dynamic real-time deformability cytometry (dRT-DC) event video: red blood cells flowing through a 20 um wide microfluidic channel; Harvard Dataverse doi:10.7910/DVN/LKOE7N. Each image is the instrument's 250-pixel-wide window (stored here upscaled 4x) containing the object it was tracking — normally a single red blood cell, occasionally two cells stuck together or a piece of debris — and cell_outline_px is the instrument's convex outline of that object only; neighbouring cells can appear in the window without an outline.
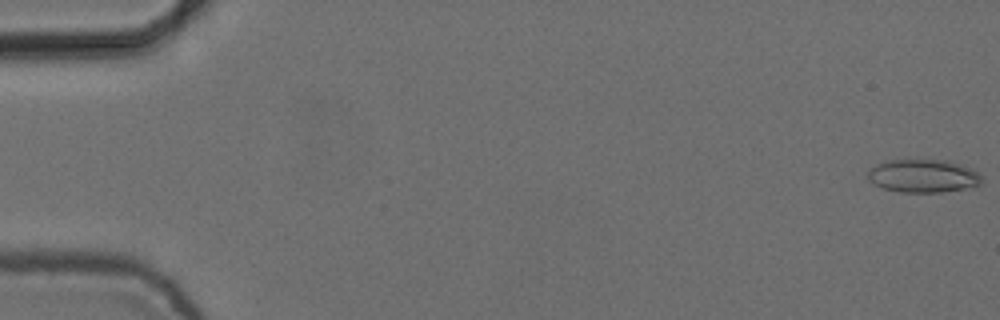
{"species": "common noctule bat (a hibernating species)", "species_latin": "Nyctalus noctula", "temperature_condition": "cold", "stored_images_in_passage": 7, "camera_frame_rate_fps": 3000, "um_per_image_px": 0.085, "animal": {"sex": "female", "body_mass_g": 24.6, "forearm_length_mm": 56.2}, "frame": {"image": 1, "passage_image": 1, "time_ms": 0.0, "image_size_px": [1000, 320], "cell_outline_px": [[984, 176], [980, 184], [964, 188], [940, 192], [900, 192], [884, 188], [868, 180], [868, 172], [876, 164], [884, 160], [948, 160], [976, 168]], "centroid_in_image_um": [78.53, 14.93], "position_along_channel_um": 6.5, "area_um2": 22.2}}